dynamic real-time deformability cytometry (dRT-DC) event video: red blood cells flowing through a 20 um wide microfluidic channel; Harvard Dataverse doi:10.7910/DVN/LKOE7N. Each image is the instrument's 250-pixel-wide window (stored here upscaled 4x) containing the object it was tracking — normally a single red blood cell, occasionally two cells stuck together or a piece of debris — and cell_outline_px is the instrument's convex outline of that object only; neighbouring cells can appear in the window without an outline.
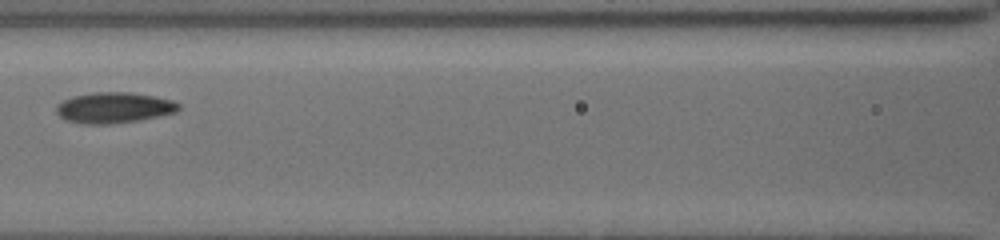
{"species": "common noctule bat (a hibernating species)", "species_latin": "Nyctalus noctula", "temperature_condition": "cold", "stored_images_in_passage": 5, "camera_frame_rate_fps": 3000, "um_per_image_px": 0.085, "animal": {"sex": "female", "body_mass_g": 19.5, "forearm_length_mm": 54.1}, "frame": {"image": 1, "passage_image": 5, "time_ms": 4.333, "image_size_px": [1000, 240], "cell_outline_px": [[180, 108], [176, 112], [136, 120], [108, 124], [84, 124], [64, 120], [56, 112], [56, 104], [72, 96], [92, 92], [132, 92], [156, 96], [172, 100], [180, 104]], "centroid_in_image_um": [9.66, 9.14], "position_along_channel_um": 156.9, "area_um2": 21.96}}